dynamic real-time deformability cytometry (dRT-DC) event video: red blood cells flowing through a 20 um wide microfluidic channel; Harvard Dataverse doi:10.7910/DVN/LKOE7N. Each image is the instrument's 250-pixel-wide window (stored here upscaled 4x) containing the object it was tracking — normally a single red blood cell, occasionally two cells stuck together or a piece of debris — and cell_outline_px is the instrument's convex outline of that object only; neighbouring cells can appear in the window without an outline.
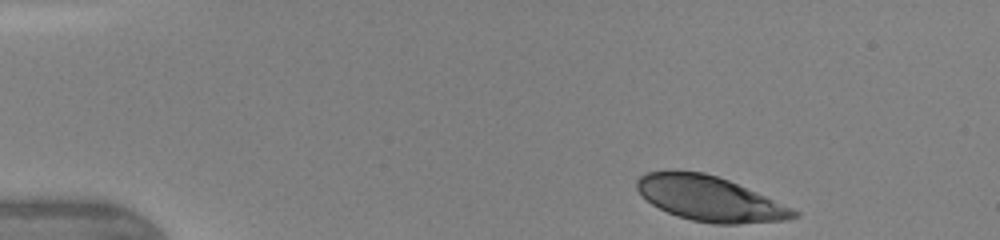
{"species": "human", "species_latin": "Homo sapiens", "temperature_condition": "warm", "stored_images_in_passage": 54, "camera_frame_rate_fps": 3000, "um_per_image_px": 0.085, "donor": {"sex": "female"}, "frame": {"image": 1, "passage_image": 1, "time_ms": 0.0, "image_size_px": [1000, 240], "cell_outline_px": [[800, 216], [784, 220], [736, 224], [712, 224], [692, 220], [676, 216], [652, 204], [636, 188], [636, 180], [640, 176], [648, 172], [672, 168], [704, 172], [728, 180], [792, 208], [800, 212]], "centroid_in_image_um": [60.28, 16.86], "position_along_channel_um": 24.7, "area_um2": 41.04}}
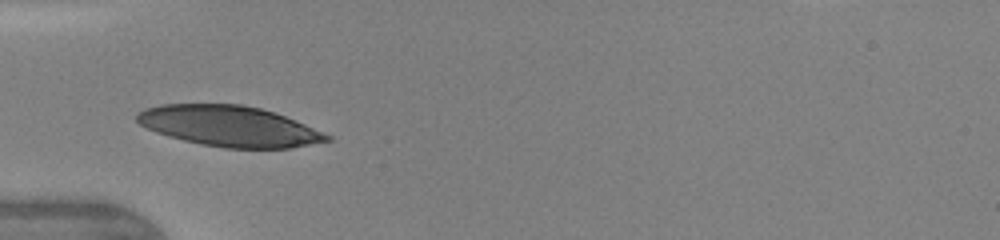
{"frame": {"image": 2, "passage_image": 17, "time_ms": 3.0, "image_size_px": [1000, 240], "cell_outline_px": [[332, 140], [288, 148], [224, 148], [184, 140], [168, 136], [156, 132], [140, 124], [136, 120], [136, 116], [144, 108], [160, 104], [240, 104], [260, 108], [284, 116], [304, 124], [332, 136]], "centroid_in_image_um": [19.47, 10.72], "position_along_channel_um": 65.5, "area_um2": 44.51}}
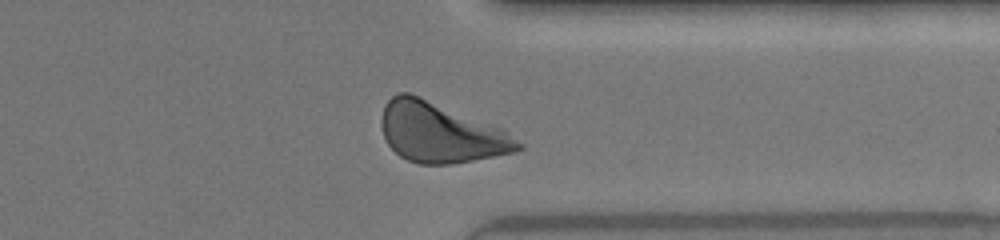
{"frame": {"image": 3, "passage_image": 48, "time_ms": 10.333, "image_size_px": [1000, 240], "cell_outline_px": [[524, 148], [516, 152], [452, 164], [420, 164], [408, 160], [400, 156], [388, 144], [384, 136], [380, 124], [380, 120], [384, 104], [392, 96], [400, 92], [408, 92], [504, 128], [524, 144]], "centroid_in_image_um": [37.47, 11.27], "position_along_channel_um": 373.9, "area_um2": 47.92}, "authors_computed_cell_mechanics": {"area_um2": 44.506, "velocity_mm_per_s": 4.2457, "shape_relaxation_time_tau1_ms": 2.6198, "shape_relaxation_time_tau2_ms": null, "deformation_change_tau1": 0.1446, "deformation_change_tau2": null}}